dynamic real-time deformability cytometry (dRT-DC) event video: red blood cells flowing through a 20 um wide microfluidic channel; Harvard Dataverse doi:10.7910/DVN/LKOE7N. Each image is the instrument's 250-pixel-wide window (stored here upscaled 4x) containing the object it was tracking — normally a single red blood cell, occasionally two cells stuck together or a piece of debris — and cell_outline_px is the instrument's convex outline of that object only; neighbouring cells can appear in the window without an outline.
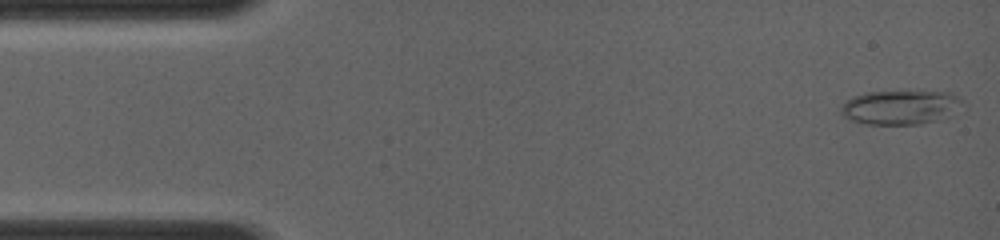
{"species": "common noctule bat (a hibernating species)", "species_latin": "Nyctalus noctula", "temperature_condition": "room temperature", "stored_images_in_passage": 26, "camera_frame_rate_fps": 4000, "um_per_image_px": 0.085, "animal": {"sex": "female", "body_mass_g": 19.0, "forearm_length_mm": 56.7}, "frame": {"image": 1, "passage_image": 1, "time_ms": 0.0, "image_size_px": [1000, 240], "cell_outline_px": [[964, 104], [936, 120], [920, 124], [868, 124], [852, 120], [844, 116], [840, 112], [840, 108], [852, 96], [864, 92], [948, 92], [956, 96]], "centroid_in_image_um": [76.45, 9.12], "position_along_channel_um": 8.5, "area_um2": 23.52}}
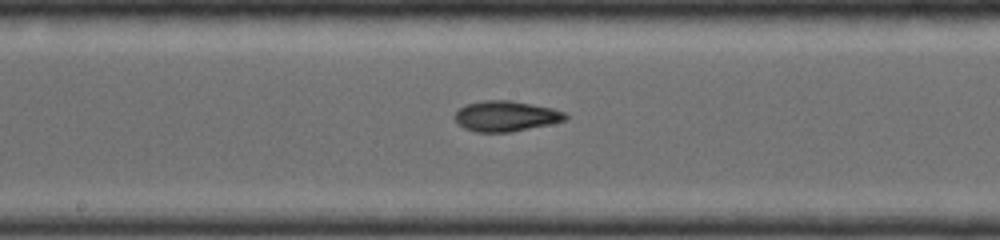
{"frame": {"image": 2, "passage_image": 18, "time_ms": 6.75, "image_size_px": [1000, 240], "cell_outline_px": [[568, 116], [564, 120], [548, 124], [508, 132], [480, 132], [464, 128], [452, 116], [464, 104], [484, 100], [512, 100], [552, 108], [564, 112]], "centroid_in_image_um": [42.96, 9.85], "position_along_channel_um": 205.2, "area_um2": 19.42}}
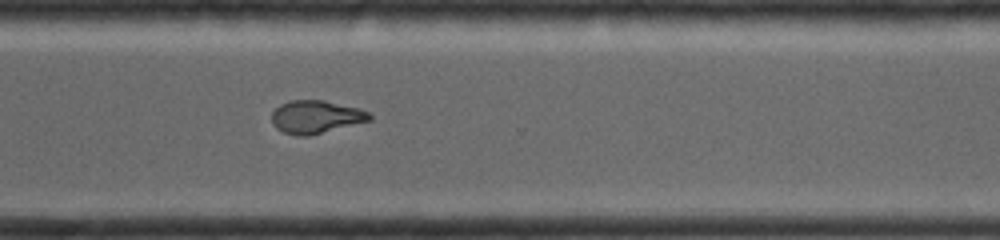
{"frame": {"image": 3, "passage_image": 26, "time_ms": 9.75, "image_size_px": [1000, 240], "cell_outline_px": [[372, 120], [304, 136], [300, 136], [284, 132], [276, 128], [272, 124], [272, 112], [280, 104], [288, 100], [324, 100], [356, 108], [368, 112], [372, 116]], "centroid_in_image_um": [26.81, 9.92], "position_along_channel_um": 343.8, "area_um2": 18.44}}